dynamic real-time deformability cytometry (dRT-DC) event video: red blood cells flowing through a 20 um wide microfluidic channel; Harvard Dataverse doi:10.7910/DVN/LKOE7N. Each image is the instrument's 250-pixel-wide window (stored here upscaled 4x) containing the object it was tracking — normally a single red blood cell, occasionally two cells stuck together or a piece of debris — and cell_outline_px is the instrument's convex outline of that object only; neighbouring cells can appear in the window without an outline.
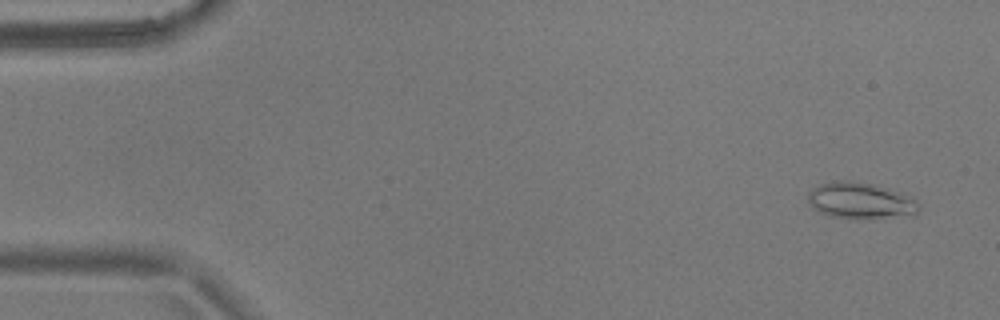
{"species": "common noctule bat (a hibernating species)", "species_latin": "Nyctalus noctula", "temperature_condition": "warm", "stored_images_in_passage": 55, "camera_frame_rate_fps": 3000, "um_per_image_px": 0.085, "animal": {"sex": "male", "body_mass_g": 17.9}, "frame": {"image": 1, "passage_image": 3, "time_ms": 0.667, "image_size_px": [1000, 320], "cell_outline_px": [[920, 208], [916, 216], [868, 220], [852, 220], [832, 216], [820, 212], [808, 204], [808, 192], [812, 188], [820, 184], [844, 180], [868, 184], [888, 188], [912, 196], [920, 204]], "centroid_in_image_um": [73.22, 17.12], "position_along_channel_um": 11.8, "area_um2": 24.16}}
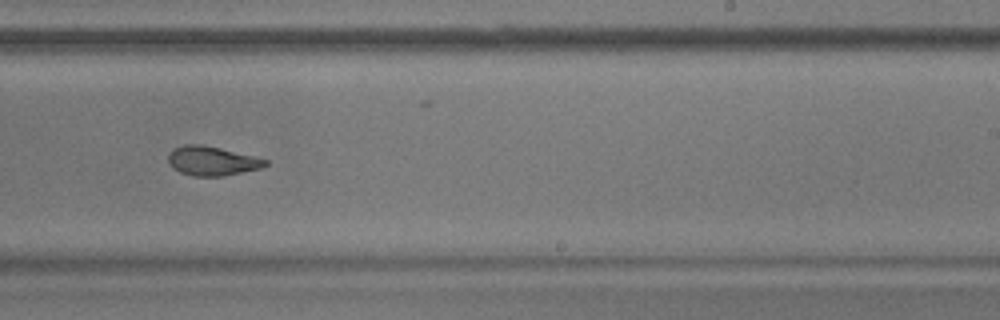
{"frame": {"image": 2, "passage_image": 34, "time_ms": 11.0, "image_size_px": [1000, 320], "cell_outline_px": [[268, 164], [260, 168], [224, 176], [192, 176], [180, 172], [172, 168], [168, 160], [168, 156], [176, 148], [184, 144], [200, 144], [220, 148], [256, 156], [268, 160]], "centroid_in_image_um": [18.04, 13.68], "position_along_channel_um": 271.0, "area_um2": 16.47}}
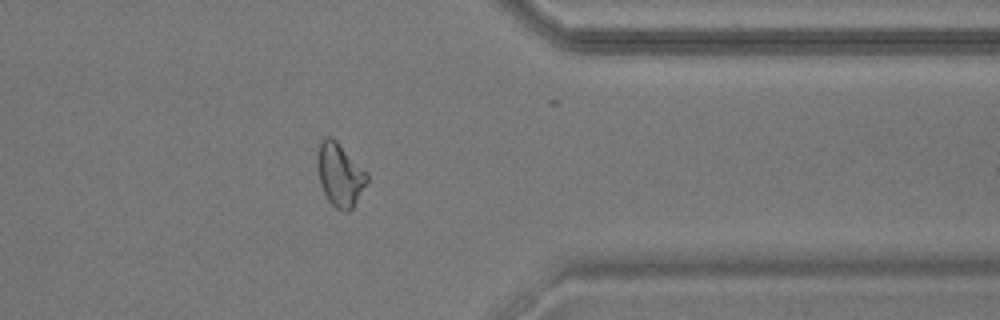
{"frame": {"image": 3, "passage_image": 44, "time_ms": 14.333, "image_size_px": [1000, 320], "cell_outline_px": [[368, 180], [352, 208], [348, 212], [344, 212], [336, 208], [328, 200], [320, 184], [316, 164], [316, 160], [320, 144], [328, 136], [336, 140], [368, 172]], "centroid_in_image_um": [28.89, 14.86], "position_along_channel_um": 382.5, "area_um2": 18.15}, "authors_computed_cell_mechanics": {"area_um2": 18.3226, "velocity_mm_per_s": 3.6697, "shape_relaxation_time_tau1_ms": 6.2344, "shape_relaxation_time_tau2_ms": 3.7019, "deformation_change_tau1": 0.186, "deformation_change_tau2": 0.0819}}